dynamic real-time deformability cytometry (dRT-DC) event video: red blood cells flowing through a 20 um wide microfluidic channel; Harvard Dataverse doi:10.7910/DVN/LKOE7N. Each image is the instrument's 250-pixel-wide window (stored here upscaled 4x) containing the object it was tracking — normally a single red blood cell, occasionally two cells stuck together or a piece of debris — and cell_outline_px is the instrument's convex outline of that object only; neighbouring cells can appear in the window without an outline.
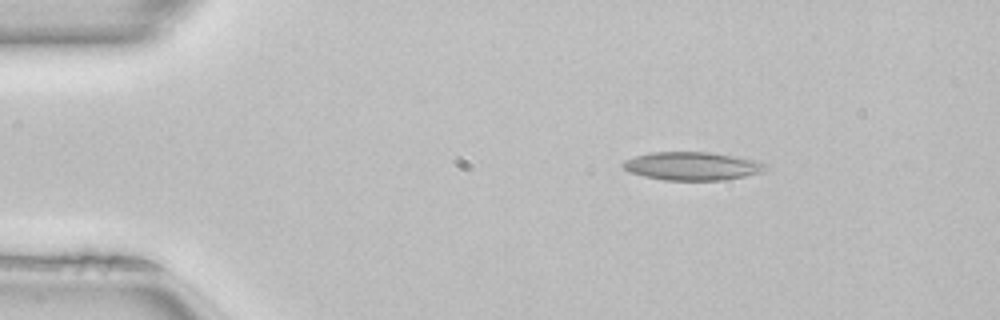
{"species": "common noctule bat (a hibernating species)", "species_latin": "Nyctalus noctula", "temperature_condition": "room temperature", "stored_images_in_passage": 43, "camera_frame_rate_fps": 3000, "um_per_image_px": 0.085, "animal": {"sex": "female", "body_mass_g": 22.7, "forearm_length_mm": 54.2}, "frame": {"image": 1, "passage_image": 1, "time_ms": 0.0, "image_size_px": [1000, 320], "cell_outline_px": [[768, 168], [760, 172], [744, 176], [724, 180], [664, 180], [644, 176], [628, 172], [620, 164], [624, 160], [648, 152], [712, 152], [756, 160], [768, 164]], "centroid_in_image_um": [58.82, 14.11], "position_along_channel_um": 26.2, "area_um2": 23.58}}
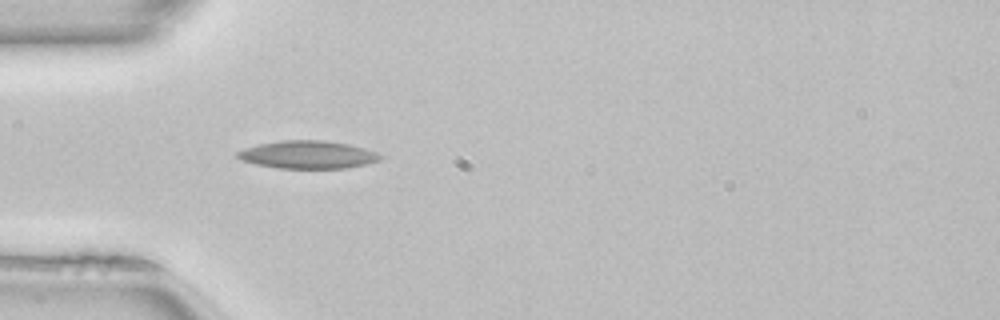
{"frame": {"image": 2, "passage_image": 8, "time_ms": 2.333, "image_size_px": [1000, 320], "cell_outline_px": [[384, 156], [380, 160], [368, 164], [344, 168], [276, 168], [256, 164], [240, 160], [236, 156], [236, 152], [244, 148], [260, 144], [284, 140], [324, 140], [348, 144], [364, 148], [376, 152]], "centroid_in_image_um": [26.17, 13.15], "position_along_channel_um": 58.8, "area_um2": 23.18}}
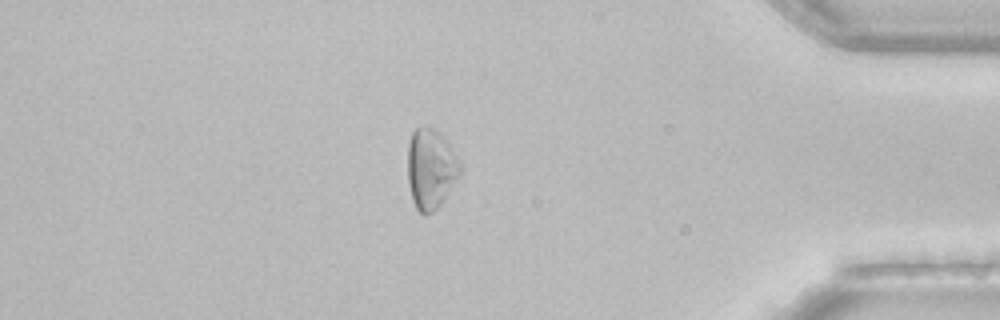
{"frame": {"image": 3, "passage_image": 36, "time_ms": 11.667, "image_size_px": [1000, 320], "cell_outline_px": [[460, 176], [440, 204], [428, 216], [424, 216], [416, 208], [412, 200], [408, 184], [408, 144], [412, 132], [416, 128], [424, 124], [436, 128], [440, 132], [452, 148], [460, 160]], "centroid_in_image_um": [36.61, 14.31], "position_along_channel_um": 398.6, "area_um2": 24.85}, "authors_computed_cell_mechanics": {"area_um2": 21.4438, "velocity_mm_per_s": 4.0757, "shape_relaxation_time_tau1_ms": 3.9696, "shape_relaxation_time_tau2_ms": 5.2374, "deformation_change_tau1": 0.1296, "deformation_change_tau2": 0.1595}}